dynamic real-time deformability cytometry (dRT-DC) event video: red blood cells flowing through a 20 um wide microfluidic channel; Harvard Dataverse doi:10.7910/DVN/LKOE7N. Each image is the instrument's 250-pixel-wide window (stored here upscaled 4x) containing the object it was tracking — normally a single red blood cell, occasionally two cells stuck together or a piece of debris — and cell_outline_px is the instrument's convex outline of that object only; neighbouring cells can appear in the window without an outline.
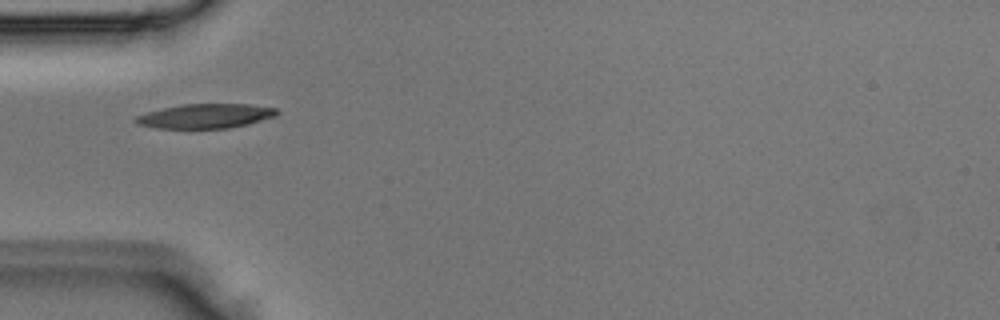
{"species": "Egyptian fruit bat (a non-hibernating species)", "species_latin": "Rousettus aegyptiacus", "temperature_condition": "room temperature", "stored_images_in_passage": 2, "camera_frame_rate_fps": 3000, "um_per_image_px": 0.085, "animal": {"sex": "male"}, "frame": {"image": 1, "passage_image": 1, "time_ms": 0.0, "image_size_px": [1000, 320], "cell_outline_px": [[280, 112], [276, 116], [248, 124], [228, 128], [156, 128], [136, 124], [132, 120], [136, 116], [148, 112], [180, 104], [248, 104], [276, 108]], "centroid_in_image_um": [17.46, 9.86], "position_along_channel_um": 67.5, "area_um2": 20.11}}